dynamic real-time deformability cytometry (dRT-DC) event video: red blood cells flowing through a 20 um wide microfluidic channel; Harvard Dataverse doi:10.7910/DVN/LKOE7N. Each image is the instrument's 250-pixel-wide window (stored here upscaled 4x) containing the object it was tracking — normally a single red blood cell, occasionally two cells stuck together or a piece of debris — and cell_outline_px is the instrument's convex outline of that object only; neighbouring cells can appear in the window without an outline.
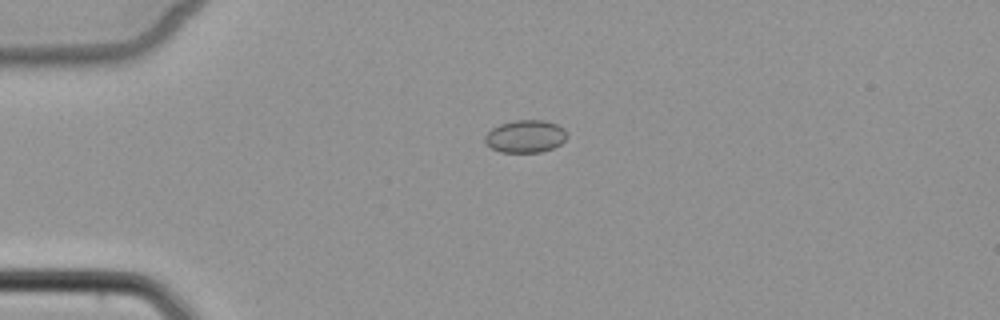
{"species": "common noctule bat (a hibernating species)", "species_latin": "Nyctalus noctula", "temperature_condition": "cold", "stored_images_in_passage": 7, "camera_frame_rate_fps": 3000, "um_per_image_px": 0.085, "animal": {"sex": "female", "body_mass_g": 22.7, "forearm_length_mm": 54.2}, "frame": {"image": 1, "passage_image": 4, "time_ms": 3.333, "image_size_px": [1000, 320], "cell_outline_px": [[568, 136], [560, 144], [552, 148], [540, 152], [500, 152], [492, 148], [484, 140], [484, 136], [492, 128], [500, 124], [516, 120], [544, 120], [556, 124], [564, 128], [568, 132]], "centroid_in_image_um": [44.68, 11.58], "position_along_channel_um": 40.3, "area_um2": 15.55}}
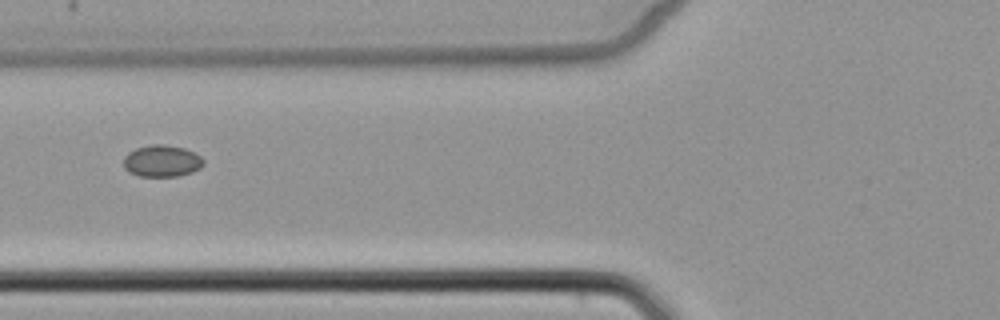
{"frame": {"image": 2, "passage_image": 6, "time_ms": 6.0, "image_size_px": [1000, 320], "cell_outline_px": [[204, 164], [200, 168], [192, 172], [176, 176], [140, 176], [128, 172], [124, 168], [124, 156], [128, 152], [136, 148], [152, 144], [164, 144], [184, 148], [200, 156], [204, 160]], "centroid_in_image_um": [13.74, 13.68], "position_along_channel_um": 112.1, "area_um2": 14.8}}
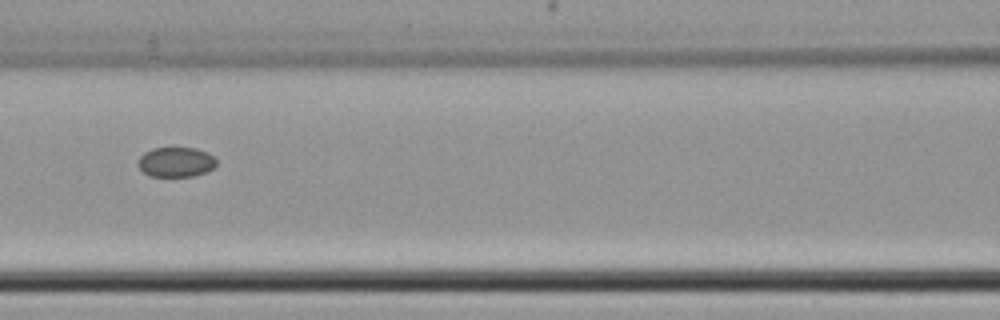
{"frame": {"image": 3, "passage_image": 7, "time_ms": 7.0, "image_size_px": [1000, 320], "cell_outline_px": [[216, 164], [212, 168], [204, 172], [192, 176], [148, 176], [136, 164], [140, 156], [144, 152], [152, 148], [196, 148], [208, 152], [216, 160]], "centroid_in_image_um": [14.92, 13.76], "position_along_channel_um": 151.7, "area_um2": 13.58}}